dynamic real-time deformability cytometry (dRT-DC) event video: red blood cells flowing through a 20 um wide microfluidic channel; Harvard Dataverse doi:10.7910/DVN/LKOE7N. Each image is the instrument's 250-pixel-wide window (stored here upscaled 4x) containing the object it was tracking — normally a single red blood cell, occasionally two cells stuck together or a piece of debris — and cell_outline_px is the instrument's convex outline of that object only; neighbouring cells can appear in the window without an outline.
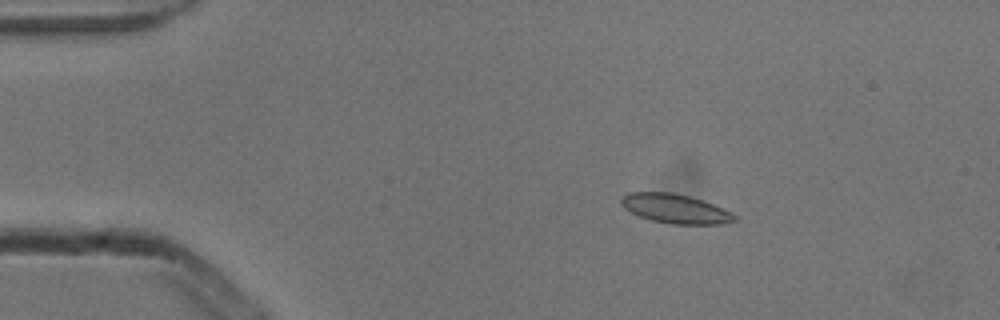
{"species": "common noctule bat (a hibernating species)", "species_latin": "Nyctalus noctula", "temperature_condition": "cold", "stored_images_in_passage": 5, "camera_frame_rate_fps": 3000, "um_per_image_px": 0.085, "animal": {"sex": "male", "body_mass_g": 13.3}, "frame": {"image": 1, "passage_image": 3, "time_ms": 0.667, "image_size_px": [1000, 320], "cell_outline_px": [[736, 220], [724, 224], [668, 224], [652, 220], [640, 216], [624, 208], [620, 204], [620, 200], [628, 192], [672, 192], [688, 196], [712, 204], [736, 216]], "centroid_in_image_um": [57.35, 17.74], "position_along_channel_um": 27.7, "area_um2": 19.02}}
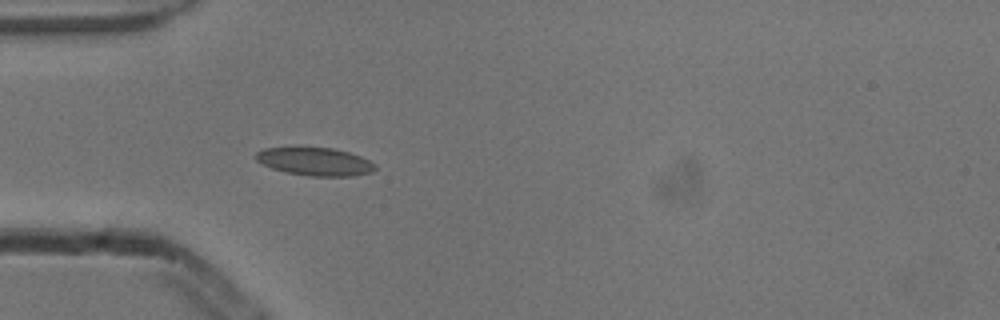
{"frame": {"image": 2, "passage_image": 5, "time_ms": 1.333, "image_size_px": [1000, 320], "cell_outline_px": [[376, 168], [372, 172], [352, 176], [308, 176], [284, 172], [272, 168], [256, 160], [256, 152], [264, 148], [332, 148], [348, 152], [360, 156], [376, 164]], "centroid_in_image_um": [26.79, 13.75], "position_along_channel_um": 58.2, "area_um2": 19.31}}